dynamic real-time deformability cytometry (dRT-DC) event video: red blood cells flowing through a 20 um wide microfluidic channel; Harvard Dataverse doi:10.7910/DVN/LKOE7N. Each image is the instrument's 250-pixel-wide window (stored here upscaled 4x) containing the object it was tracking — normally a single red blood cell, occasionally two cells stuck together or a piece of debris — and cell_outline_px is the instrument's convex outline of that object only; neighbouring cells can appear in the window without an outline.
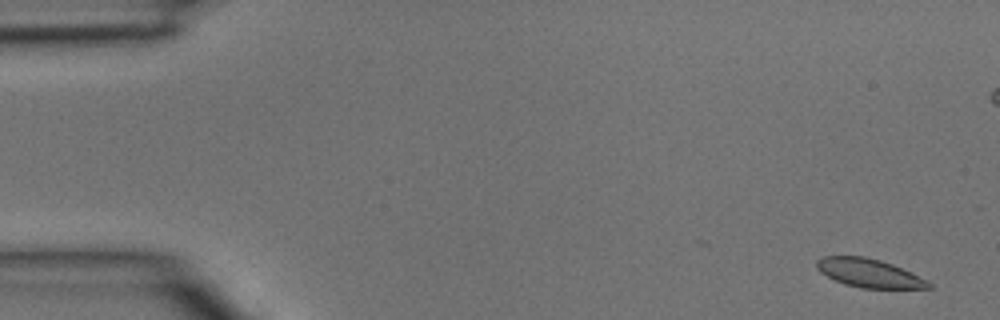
{"species": "common noctule bat (a hibernating species)", "species_latin": "Nyctalus noctula", "temperature_condition": "room temperature", "stored_images_in_passage": 5, "camera_frame_rate_fps": 3000, "um_per_image_px": 0.085, "animal": {"sex": "male", "body_mass_g": 15.6}, "frame": {"image": 1, "passage_image": 1, "time_ms": 0.0, "image_size_px": [1000, 320], "cell_outline_px": [[932, 288], [860, 288], [844, 284], [820, 272], [816, 268], [816, 260], [820, 256], [864, 256], [880, 260], [892, 264], [928, 280], [932, 284]], "centroid_in_image_um": [73.85, 23.21], "position_along_channel_um": 11.1, "area_um2": 18.61}}